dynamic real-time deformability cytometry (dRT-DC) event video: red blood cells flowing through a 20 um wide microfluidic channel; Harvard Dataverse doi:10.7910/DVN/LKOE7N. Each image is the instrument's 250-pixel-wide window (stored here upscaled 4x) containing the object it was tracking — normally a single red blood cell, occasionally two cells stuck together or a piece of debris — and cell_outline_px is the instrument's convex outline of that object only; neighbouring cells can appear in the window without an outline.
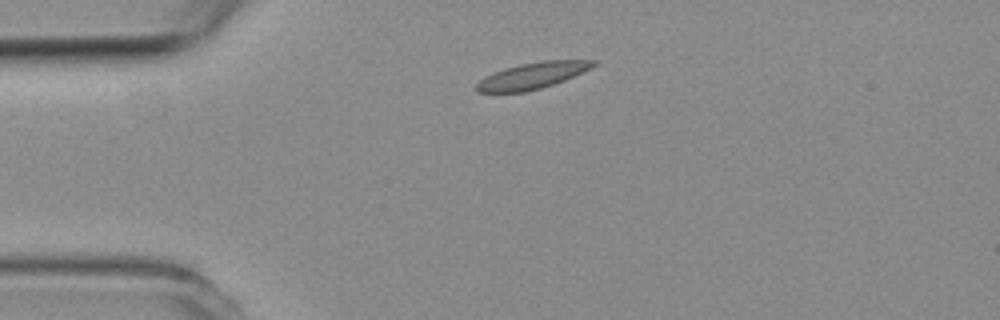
{"species": "common noctule bat (a hibernating species)", "species_latin": "Nyctalus noctula", "temperature_condition": "room temperature", "stored_images_in_passage": 2, "camera_frame_rate_fps": 3000, "um_per_image_px": 0.085, "animal": {"sex": "female", "body_mass_g": 19.3, "forearm_length_mm": 54.1}, "frame": {"image": 1, "passage_image": 2, "time_ms": 1.0, "image_size_px": [1000, 320], "cell_outline_px": [[596, 64], [592, 68], [564, 80], [540, 88], [524, 92], [476, 92], [476, 84], [484, 76], [492, 72], [504, 68], [520, 64], [544, 60], [596, 60]], "centroid_in_image_um": [45.23, 6.42], "position_along_channel_um": 39.8, "area_um2": 17.86}}